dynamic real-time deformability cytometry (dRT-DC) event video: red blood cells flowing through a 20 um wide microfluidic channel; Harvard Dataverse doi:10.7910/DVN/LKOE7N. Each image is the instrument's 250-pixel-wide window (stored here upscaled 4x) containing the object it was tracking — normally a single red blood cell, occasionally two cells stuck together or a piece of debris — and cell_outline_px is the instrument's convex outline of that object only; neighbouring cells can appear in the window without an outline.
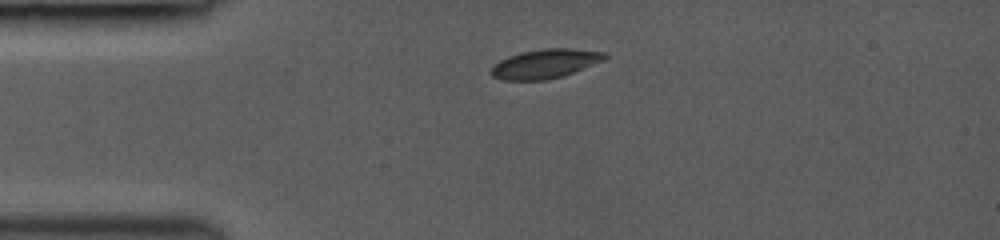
{"species": "common noctule bat (a hibernating species)", "species_latin": "Nyctalus noctula", "temperature_condition": "room temperature", "stored_images_in_passage": 11, "camera_frame_rate_fps": 3000, "um_per_image_px": 0.085, "animal": {"sex": "female", "body_mass_g": 19.0, "forearm_length_mm": 53.3}, "frame": {"image": 1, "passage_image": 1, "time_ms": 0.0, "image_size_px": [1000, 240], "cell_outline_px": [[608, 56], [604, 60], [572, 72], [560, 76], [544, 80], [504, 80], [492, 76], [488, 72], [500, 60], [508, 56], [520, 52], [544, 48], [572, 48], [604, 52]], "centroid_in_image_um": [46.31, 5.4], "position_along_channel_um": 38.7, "area_um2": 19.13}}
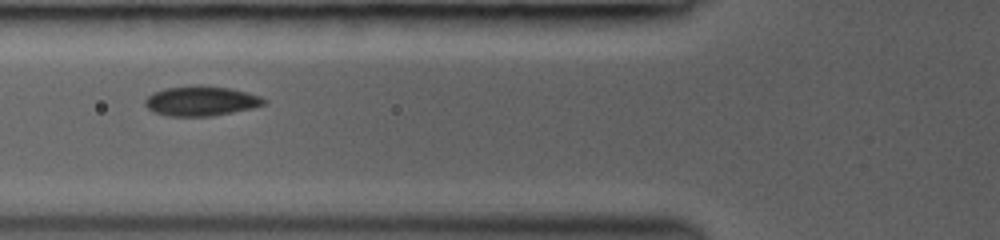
{"frame": {"image": 2, "passage_image": 7, "time_ms": 2.333, "image_size_px": [1000, 240], "cell_outline_px": [[268, 104], [252, 108], [212, 116], [168, 116], [152, 112], [144, 104], [144, 100], [152, 92], [164, 88], [200, 84], [228, 88], [248, 92], [260, 96], [268, 100]], "centroid_in_image_um": [17.09, 8.57], "position_along_channel_um": 108.7, "area_um2": 20.98}}
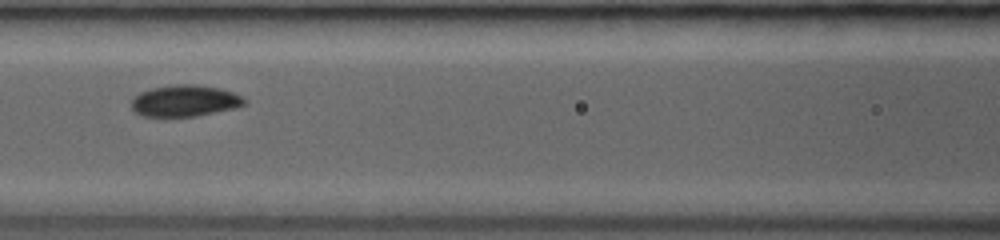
{"frame": {"image": 3, "passage_image": 10, "time_ms": 3.333, "image_size_px": [1000, 240], "cell_outline_px": [[248, 104], [236, 108], [196, 116], [144, 116], [136, 112], [132, 108], [132, 100], [140, 92], [152, 88], [176, 84], [196, 84], [220, 88], [232, 92], [248, 100]], "centroid_in_image_um": [15.77, 8.56], "position_along_channel_um": 150.8, "area_um2": 20.69}}